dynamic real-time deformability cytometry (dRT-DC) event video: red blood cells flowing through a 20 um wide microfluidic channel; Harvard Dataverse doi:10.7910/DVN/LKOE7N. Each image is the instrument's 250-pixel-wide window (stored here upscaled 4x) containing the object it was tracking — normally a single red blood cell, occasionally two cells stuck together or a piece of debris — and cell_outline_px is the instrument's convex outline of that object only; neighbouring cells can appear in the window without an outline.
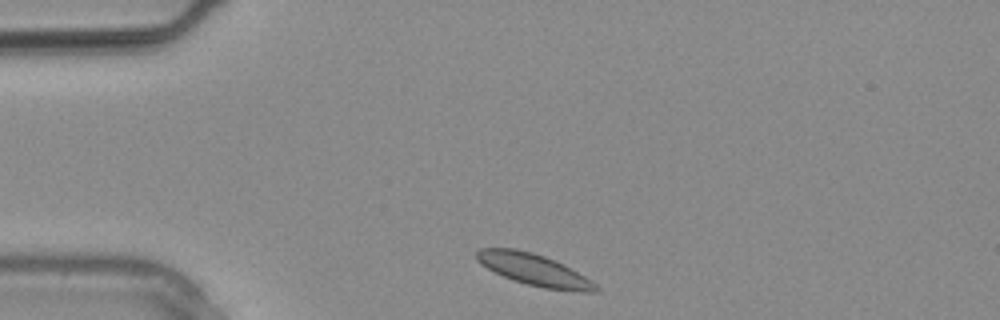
{"species": "common noctule bat (a hibernating species)", "species_latin": "Nyctalus noctula", "temperature_condition": "warm", "stored_images_in_passage": 5, "camera_frame_rate_fps": 3000, "um_per_image_px": 0.085, "animal": {"sex": "male", "body_mass_g": 20.4}, "frame": {"image": 1, "passage_image": 1, "time_ms": 0.0, "image_size_px": [1000, 320], "cell_outline_px": [[600, 292], [580, 292], [544, 288], [528, 284], [504, 276], [480, 264], [476, 260], [476, 252], [480, 248], [516, 248], [532, 252], [556, 260], [572, 268], [592, 280], [600, 288]], "centroid_in_image_um": [45.46, 22.93], "position_along_channel_um": 39.5, "area_um2": 22.08}}
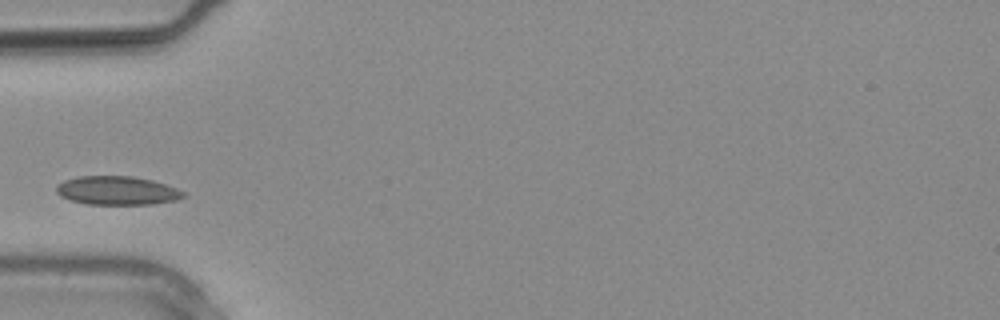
{"frame": {"image": 2, "passage_image": 4, "time_ms": 1.0, "image_size_px": [1000, 320], "cell_outline_px": [[188, 196], [176, 200], [152, 204], [88, 204], [68, 200], [60, 196], [56, 192], [56, 188], [64, 180], [76, 176], [132, 176], [152, 180], [176, 188], [184, 192]], "centroid_in_image_um": [9.95, 16.2], "position_along_channel_um": 75.0, "area_um2": 21.27}}